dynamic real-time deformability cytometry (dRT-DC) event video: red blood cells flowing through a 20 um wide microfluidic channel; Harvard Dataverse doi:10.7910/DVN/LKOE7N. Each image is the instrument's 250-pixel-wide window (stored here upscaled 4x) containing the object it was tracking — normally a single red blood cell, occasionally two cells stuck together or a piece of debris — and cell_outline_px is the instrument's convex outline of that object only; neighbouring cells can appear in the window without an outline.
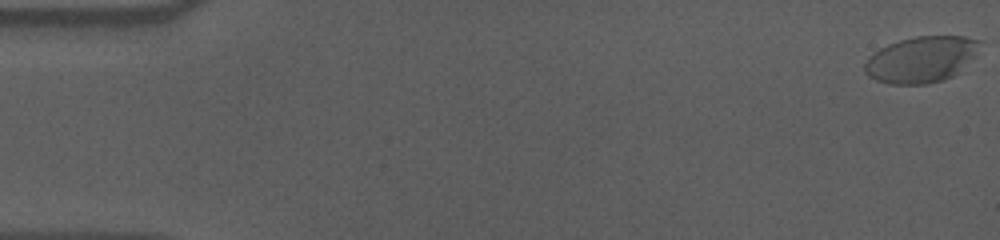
{"species": "human", "species_latin": "Homo sapiens", "temperature_condition": "cold", "stored_images_in_passage": 59, "camera_frame_rate_fps": 3000, "um_per_image_px": 0.085, "donor": {"sex": "male"}, "frame": {"image": 1, "passage_image": 1, "time_ms": 0.0, "image_size_px": [1000, 240], "cell_outline_px": [[984, 40], [972, 56], [952, 76], [944, 80], [928, 84], [888, 84], [876, 80], [868, 76], [864, 72], [864, 64], [868, 56], [880, 48], [888, 44], [900, 40], [916, 36], [964, 36]], "centroid_in_image_um": [78.25, 5.05], "position_along_channel_um": 6.7, "area_um2": 30.81}}
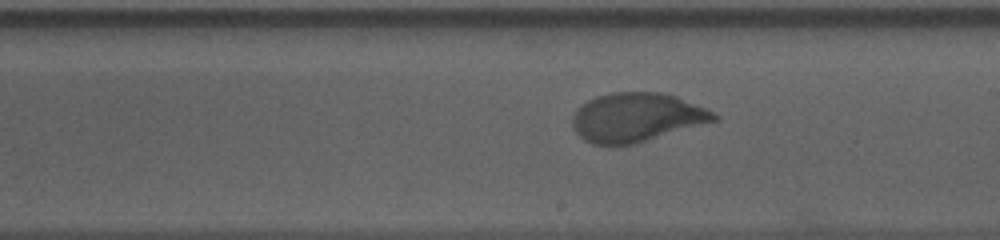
{"frame": {"image": 2, "passage_image": 34, "time_ms": 11.0, "image_size_px": [1000, 240], "cell_outline_px": [[720, 120], [636, 144], [608, 148], [592, 144], [584, 140], [572, 128], [572, 116], [576, 108], [588, 100], [596, 96], [612, 92], [660, 92], [676, 96], [704, 108], [720, 116]], "centroid_in_image_um": [54.07, 10.02], "position_along_channel_um": 234.9, "area_um2": 41.21}}
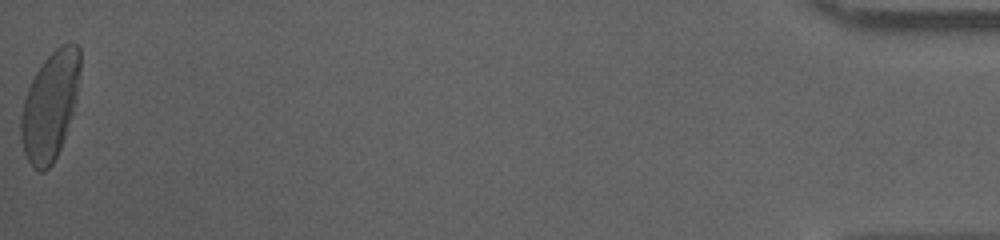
{"frame": {"image": 3, "passage_image": 59, "time_ms": 19.333, "image_size_px": [1000, 240], "cell_outline_px": [[80, 72], [76, 100], [60, 148], [52, 164], [44, 172], [40, 172], [28, 160], [24, 152], [20, 136], [20, 116], [24, 96], [36, 72], [44, 60], [60, 44], [72, 40], [80, 48]], "centroid_in_image_um": [4.25, 8.94], "position_along_channel_um": 431.0, "area_um2": 37.22}, "authors_computed_cell_mechanics": {"area_um2": 37.6278, "velocity_mm_per_s": 3.5299, "shape_relaxation_time_tau1_ms": 4.4004, "shape_relaxation_time_tau2_ms": null, "deformation_change_tau1": 0.1896, "deformation_change_tau2": null}}